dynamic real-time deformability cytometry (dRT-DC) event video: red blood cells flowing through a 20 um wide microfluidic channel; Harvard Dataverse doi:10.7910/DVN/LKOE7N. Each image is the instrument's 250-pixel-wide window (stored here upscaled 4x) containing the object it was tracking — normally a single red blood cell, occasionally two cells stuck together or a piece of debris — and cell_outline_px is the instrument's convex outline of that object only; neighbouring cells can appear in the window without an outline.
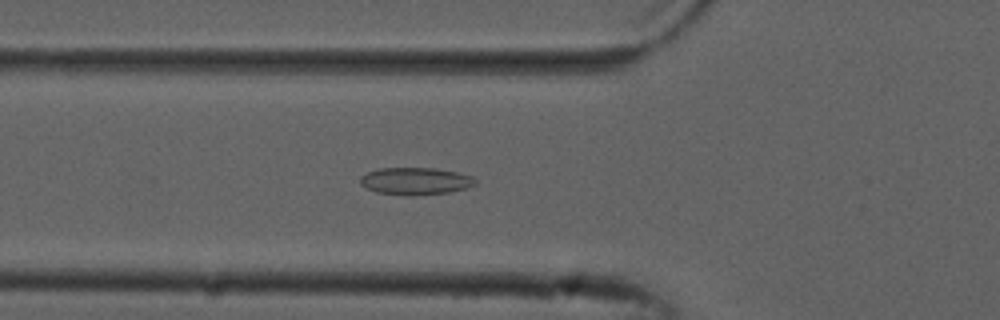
{"species": "common noctule bat (a hibernating species)", "species_latin": "Nyctalus noctula", "temperature_condition": "cold", "stored_images_in_passage": 39, "camera_frame_rate_fps": 3000, "um_per_image_px": 0.085, "animal": {"sex": "male", "forearm_length_mm": 52.5}, "frame": {"image": 1, "passage_image": 5, "time_ms": 1.333, "image_size_px": [1000, 320], "cell_outline_px": [[476, 184], [468, 188], [448, 192], [412, 196], [408, 196], [376, 192], [360, 184], [360, 176], [368, 172], [380, 168], [436, 168], [456, 172], [472, 176], [476, 180]], "centroid_in_image_um": [35.32, 15.39], "position_along_channel_um": 90.5, "area_um2": 18.32}}
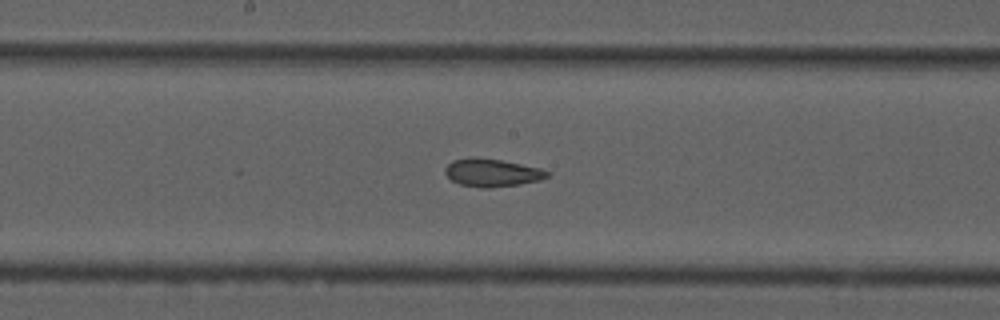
{"frame": {"image": 2, "passage_image": 14, "time_ms": 4.333, "image_size_px": [1000, 320], "cell_outline_px": [[552, 172], [548, 176], [540, 180], [520, 184], [488, 188], [480, 188], [460, 184], [452, 180], [444, 172], [444, 168], [452, 160], [500, 160], [540, 168]], "centroid_in_image_um": [41.87, 14.72], "position_along_channel_um": 206.3, "area_um2": 15.95}}
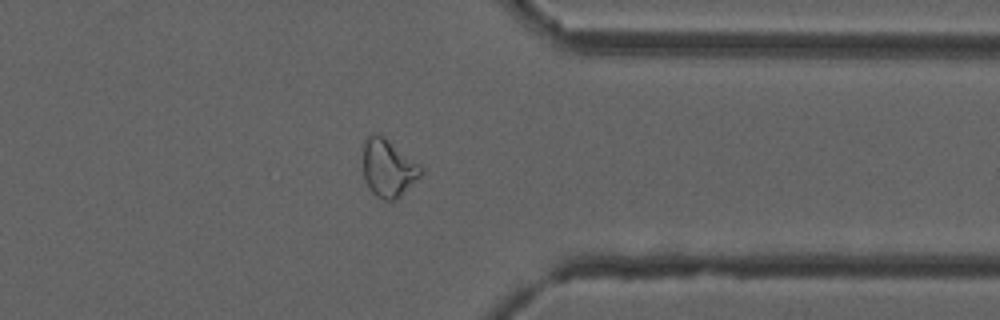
{"frame": {"image": 3, "passage_image": 28, "time_ms": 9.0, "image_size_px": [1000, 320], "cell_outline_px": [[424, 172], [396, 200], [384, 200], [376, 196], [368, 188], [364, 180], [364, 144], [368, 136], [372, 132], [384, 136], [420, 164], [424, 168]], "centroid_in_image_um": [33.01, 14.29], "position_along_channel_um": 378.4, "area_um2": 19.48}, "authors_computed_cell_mechanics": {"area_um2": 17.2244, "velocity_mm_per_s": 3.849, "shape_relaxation_time_tau1_ms": null, "shape_relaxation_time_tau2_ms": 2.7652, "deformation_change_tau1": null, "deformation_change_tau2": 0.0898}}